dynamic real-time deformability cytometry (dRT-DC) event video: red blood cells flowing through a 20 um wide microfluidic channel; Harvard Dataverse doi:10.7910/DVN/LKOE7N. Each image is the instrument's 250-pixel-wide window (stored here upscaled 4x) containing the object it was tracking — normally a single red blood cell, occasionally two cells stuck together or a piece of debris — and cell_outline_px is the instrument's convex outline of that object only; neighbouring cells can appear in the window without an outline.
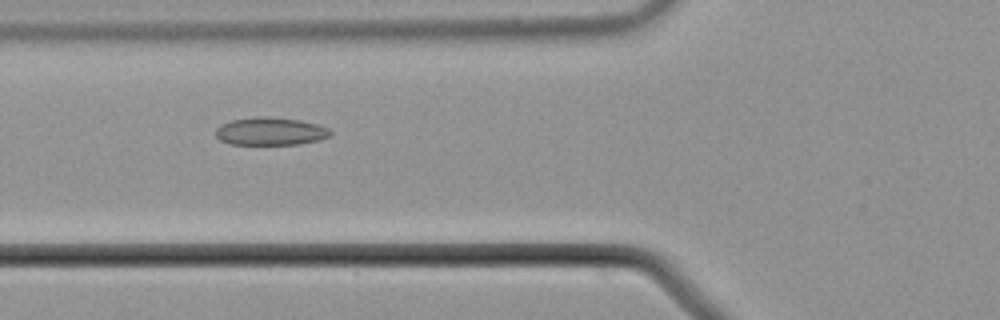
{"species": "common noctule bat (a hibernating species)", "species_latin": "Nyctalus noctula", "temperature_condition": "cold", "stored_images_in_passage": 55, "camera_frame_rate_fps": 3000, "um_per_image_px": 0.085, "animal": {"sex": "male", "body_mass_g": 21.5, "forearm_length_mm": 52.0}, "frame": {"image": 1, "passage_image": 21, "time_ms": 6.667, "image_size_px": [1000, 320], "cell_outline_px": [[332, 136], [320, 140], [300, 144], [232, 144], [220, 140], [216, 136], [216, 128], [220, 124], [232, 120], [256, 116], [268, 116], [300, 120], [316, 124], [328, 128], [332, 132]], "centroid_in_image_um": [23.0, 11.16], "position_along_channel_um": 102.8, "area_um2": 18.73}}
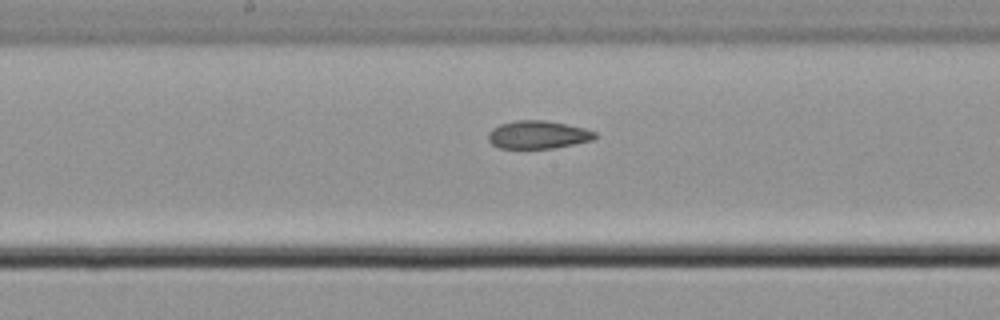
{"frame": {"image": 2, "passage_image": 29, "time_ms": 9.333, "image_size_px": [1000, 320], "cell_outline_px": [[596, 136], [592, 140], [576, 144], [556, 148], [500, 148], [492, 144], [488, 140], [488, 132], [492, 128], [500, 124], [516, 120], [544, 120], [584, 128], [596, 132]], "centroid_in_image_um": [45.71, 11.45], "position_along_channel_um": 202.5, "area_um2": 17.4}}
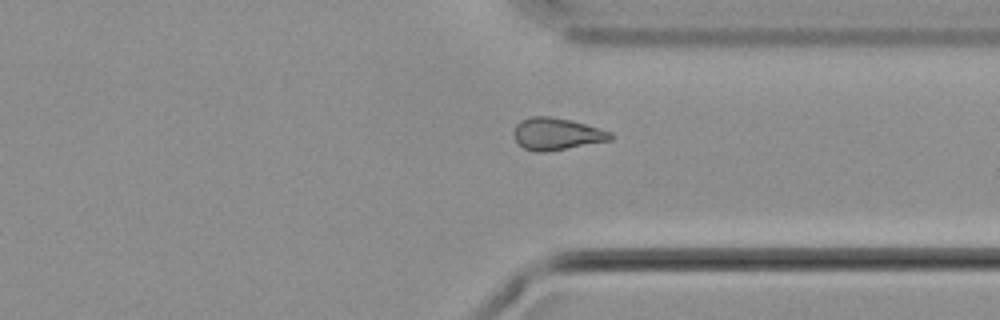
{"frame": {"image": 3, "passage_image": 42, "time_ms": 13.667, "image_size_px": [1000, 320], "cell_outline_px": [[616, 136], [612, 140], [544, 152], [536, 152], [524, 148], [516, 140], [516, 124], [520, 120], [532, 116], [548, 116], [572, 120], [612, 132]], "centroid_in_image_um": [47.37, 11.38], "position_along_channel_um": 364.0, "area_um2": 17.92}, "authors_computed_cell_mechanics": {"area_um2": 18.5538, "velocity_mm_per_s": 3.7184, "shape_relaxation_time_tau1_ms": null, "shape_relaxation_time_tau2_ms": 7.8949, "deformation_change_tau1": null, "deformation_change_tau2": 0.1349}}